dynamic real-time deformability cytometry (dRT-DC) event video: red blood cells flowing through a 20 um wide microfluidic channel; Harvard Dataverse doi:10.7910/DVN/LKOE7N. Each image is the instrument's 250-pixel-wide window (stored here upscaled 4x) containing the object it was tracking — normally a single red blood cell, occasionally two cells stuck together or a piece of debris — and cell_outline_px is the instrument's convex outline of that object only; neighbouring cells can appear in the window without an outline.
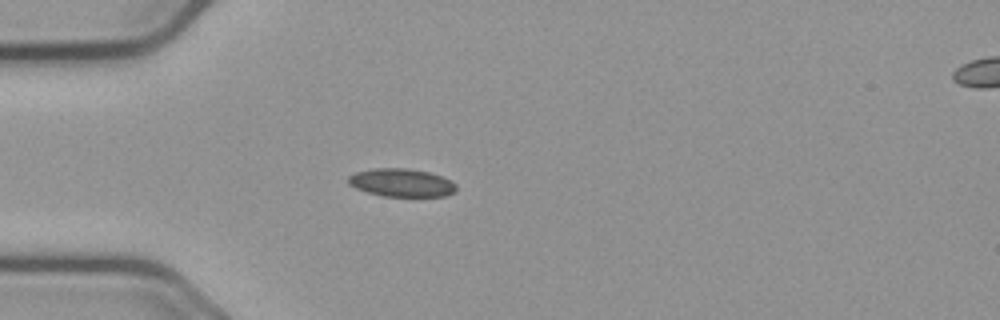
{"species": "common noctule bat (a hibernating species)", "species_latin": "Nyctalus noctula", "temperature_condition": "cold", "stored_images_in_passage": 41, "camera_frame_rate_fps": 3000, "um_per_image_px": 0.085, "animal": {"sex": "male", "body_mass_g": 23.1, "forearm_length_mm": 52.7}, "frame": {"image": 1, "passage_image": 9, "time_ms": 2.667, "image_size_px": [1000, 320], "cell_outline_px": [[456, 192], [448, 196], [384, 196], [368, 192], [356, 188], [348, 184], [348, 176], [356, 172], [372, 168], [408, 168], [428, 172], [452, 180], [456, 184]], "centroid_in_image_um": [34.15, 15.52], "position_along_channel_um": 50.9, "area_um2": 17.74}}
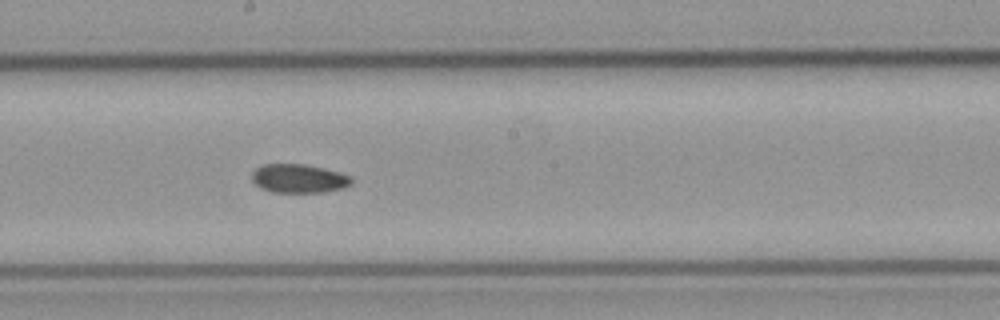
{"frame": {"image": 2, "passage_image": 24, "time_ms": 7.667, "image_size_px": [1000, 320], "cell_outline_px": [[352, 184], [344, 188], [324, 192], [272, 192], [260, 188], [252, 180], [252, 172], [256, 168], [264, 164], [304, 164], [324, 168], [348, 176], [352, 180]], "centroid_in_image_um": [25.37, 15.18], "position_along_channel_um": 222.8, "area_um2": 16.59}}
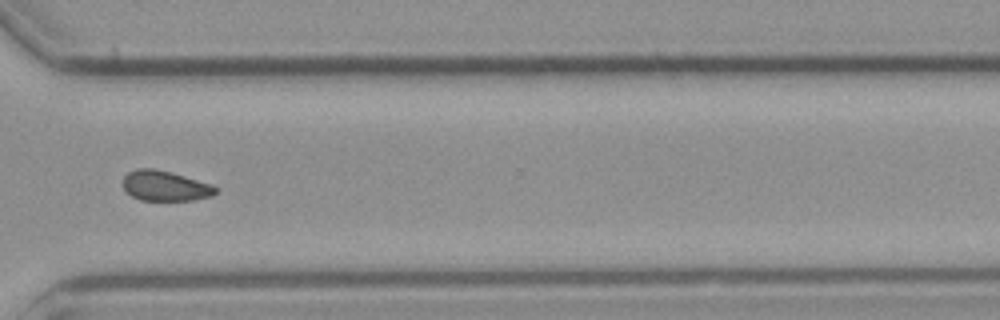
{"frame": {"image": 3, "passage_image": 35, "time_ms": 11.333, "image_size_px": [1000, 320], "cell_outline_px": [[216, 192], [212, 196], [192, 200], [140, 200], [124, 192], [120, 184], [124, 176], [128, 172], [136, 168], [152, 168], [184, 176], [212, 184], [216, 188]], "centroid_in_image_um": [13.96, 15.8], "position_along_channel_um": 356.6, "area_um2": 16.42}, "authors_computed_cell_mechanics": {"area_um2": 17.1088, "velocity_mm_per_s": 3.6551, "shape_relaxation_time_tau1_ms": 10.4513, "shape_relaxation_time_tau2_ms": 5.5038, "deformation_change_tau1": 0.1466, "deformation_change_tau2": 0.0805}}